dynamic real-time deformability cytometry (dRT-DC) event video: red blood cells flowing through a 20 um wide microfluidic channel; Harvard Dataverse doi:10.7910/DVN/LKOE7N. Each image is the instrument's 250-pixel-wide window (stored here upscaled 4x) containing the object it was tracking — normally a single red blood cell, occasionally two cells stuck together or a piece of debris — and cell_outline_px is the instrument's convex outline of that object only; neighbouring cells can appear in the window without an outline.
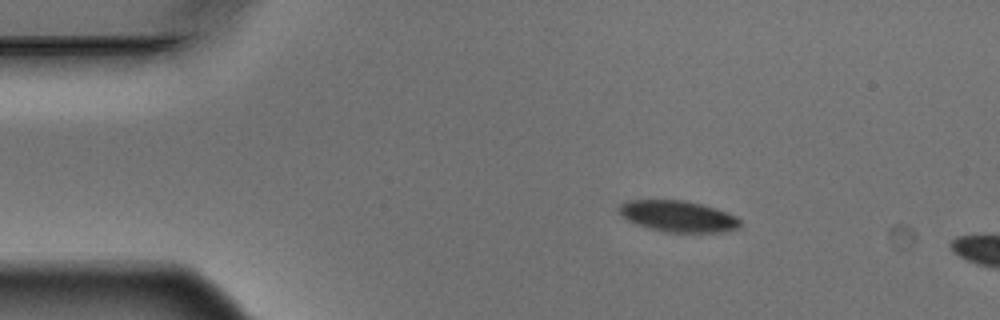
{"species": "Egyptian fruit bat (a non-hibernating species)", "species_latin": "Rousettus aegyptiacus", "temperature_condition": "warm", "stored_images_in_passage": 4, "camera_frame_rate_fps": 3000, "um_per_image_px": 0.085, "animal": {"sex": "male"}, "frame": {"image": 1, "passage_image": 2, "time_ms": 0.333, "image_size_px": [1000, 320], "cell_outline_px": [[740, 228], [724, 232], [668, 232], [648, 228], [636, 224], [620, 216], [620, 204], [624, 200], [684, 200], [716, 208], [728, 212], [736, 216], [740, 220]], "centroid_in_image_um": [57.64, 18.38], "position_along_channel_um": 27.4, "area_um2": 22.14}}